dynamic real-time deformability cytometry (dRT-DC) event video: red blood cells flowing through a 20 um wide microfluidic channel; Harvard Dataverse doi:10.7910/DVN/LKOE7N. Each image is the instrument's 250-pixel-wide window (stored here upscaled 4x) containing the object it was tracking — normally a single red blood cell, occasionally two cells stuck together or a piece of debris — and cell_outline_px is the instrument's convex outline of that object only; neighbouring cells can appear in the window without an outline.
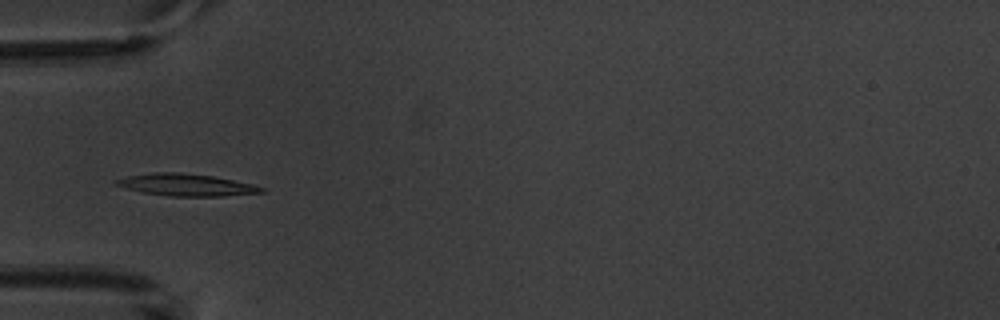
{"species": "common noctule bat (a hibernating species)", "species_latin": "Nyctalus noctula", "temperature_condition": "warm", "stored_images_in_passage": 6, "camera_frame_rate_fps": 3000, "um_per_image_px": 0.085, "animal": {"sex": "male", "body_mass_g": 20.1, "forearm_length_mm": 53.5}, "frame": {"image": 1, "passage_image": 4, "time_ms": 3.333, "image_size_px": [1000, 320], "cell_outline_px": [[268, 192], [224, 196], [168, 196], [144, 192], [112, 184], [112, 180], [128, 176], [156, 172], [180, 172], [212, 176], [252, 184], [264, 188]], "centroid_in_image_um": [15.83, 15.71], "position_along_channel_um": 69.2, "area_um2": 18.61}}
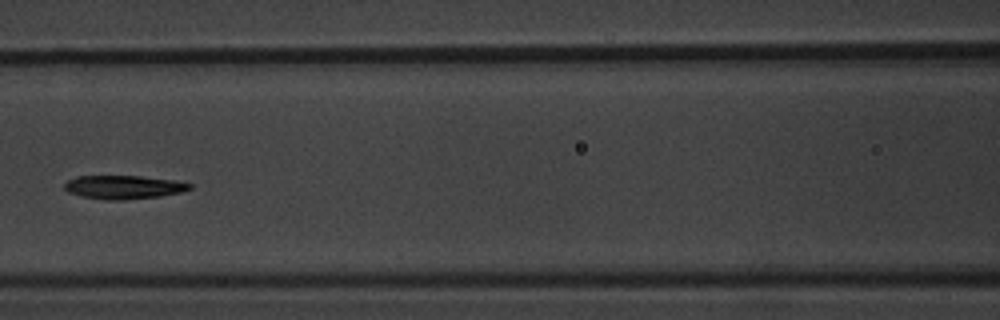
{"frame": {"image": 2, "passage_image": 6, "time_ms": 5.667, "image_size_px": [1000, 320], "cell_outline_px": [[192, 188], [180, 192], [160, 196], [120, 200], [104, 200], [84, 196], [68, 192], [64, 188], [64, 184], [68, 180], [76, 176], [140, 176], [172, 180], [192, 184]], "centroid_in_image_um": [10.48, 15.9], "position_along_channel_um": 156.1, "area_um2": 16.99}}